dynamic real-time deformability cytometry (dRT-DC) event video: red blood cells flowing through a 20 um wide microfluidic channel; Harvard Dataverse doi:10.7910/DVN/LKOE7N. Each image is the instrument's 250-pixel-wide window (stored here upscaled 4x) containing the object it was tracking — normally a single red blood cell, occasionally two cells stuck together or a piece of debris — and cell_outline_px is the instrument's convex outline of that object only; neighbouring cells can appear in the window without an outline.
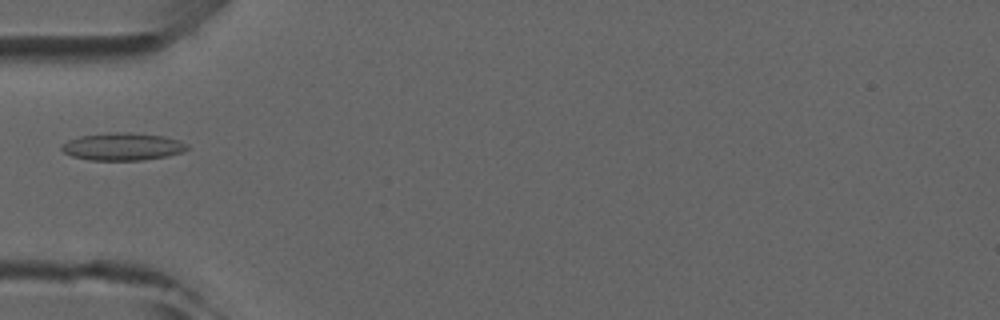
{"species": "common noctule bat (a hibernating species)", "species_latin": "Nyctalus noctula", "temperature_condition": "room temperature", "stored_images_in_passage": 5, "camera_frame_rate_fps": 3000, "um_per_image_px": 0.085, "animal": {"sex": "male", "forearm_length_mm": 52.5}, "frame": {"image": 1, "passage_image": 4, "time_ms": 4.333, "image_size_px": [1000, 320], "cell_outline_px": [[188, 148], [184, 152], [168, 156], [144, 160], [88, 160], [72, 156], [64, 152], [60, 148], [68, 140], [80, 136], [108, 132], [128, 132], [164, 136], [180, 140], [188, 144]], "centroid_in_image_um": [10.46, 12.46], "position_along_channel_um": 74.5, "area_um2": 20.29}}
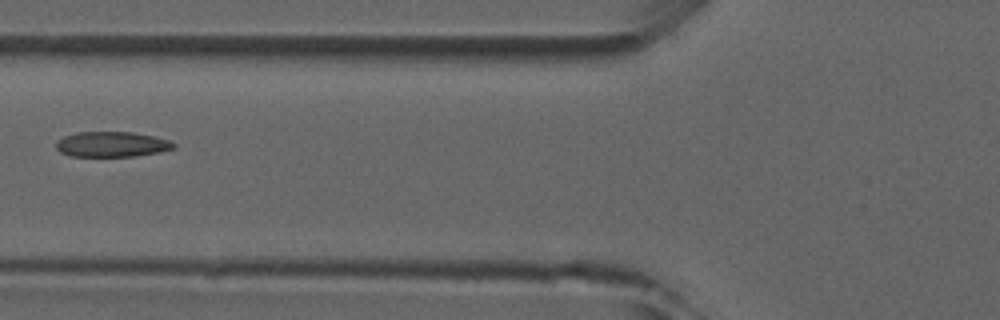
{"frame": {"image": 2, "passage_image": 5, "time_ms": 5.333, "image_size_px": [1000, 320], "cell_outline_px": [[176, 148], [160, 152], [132, 156], [72, 156], [60, 152], [56, 148], [56, 140], [64, 136], [76, 132], [132, 132], [156, 136], [168, 140], [176, 144]], "centroid_in_image_um": [9.51, 12.26], "position_along_channel_um": 116.3, "area_um2": 17.4}}